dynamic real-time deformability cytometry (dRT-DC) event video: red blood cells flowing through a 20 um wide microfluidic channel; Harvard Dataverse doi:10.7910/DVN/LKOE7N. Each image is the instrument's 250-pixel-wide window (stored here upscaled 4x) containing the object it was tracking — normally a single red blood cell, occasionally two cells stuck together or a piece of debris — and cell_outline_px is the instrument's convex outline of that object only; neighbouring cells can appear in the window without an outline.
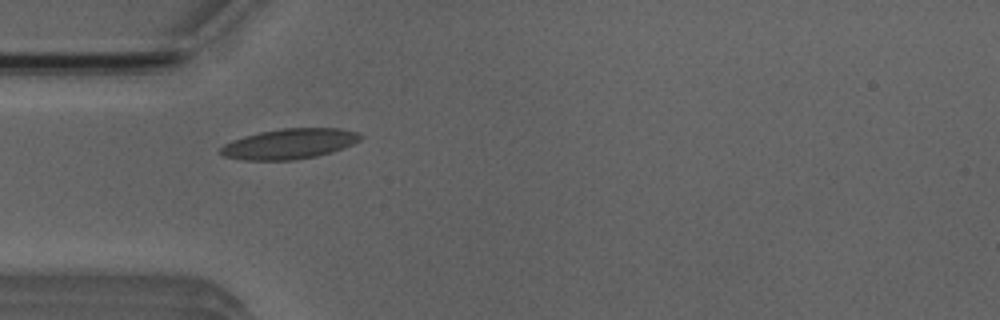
{"species": "Egyptian fruit bat (a non-hibernating species)", "species_latin": "Rousettus aegyptiacus", "temperature_condition": "room temperature", "stored_images_in_passage": 1, "camera_frame_rate_fps": 3000, "um_per_image_px": 0.085, "animal": {"sex": "male"}, "frame": {"image": 1, "passage_image": 1, "time_ms": 0.0, "image_size_px": [1000, 320], "cell_outline_px": [[364, 136], [360, 140], [352, 144], [316, 156], [292, 160], [244, 160], [224, 156], [220, 152], [220, 148], [224, 144], [232, 140], [244, 136], [260, 132], [280, 128], [340, 128], [360, 132]], "centroid_in_image_um": [24.6, 12.21], "position_along_channel_um": 60.4, "area_um2": 24.57}}